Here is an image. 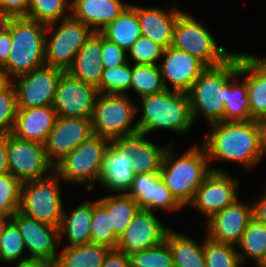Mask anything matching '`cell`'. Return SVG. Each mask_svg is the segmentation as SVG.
Returning a JSON list of instances; mask_svg holds the SVG:
<instances>
[{
  "mask_svg": "<svg viewBox=\"0 0 266 267\" xmlns=\"http://www.w3.org/2000/svg\"><path fill=\"white\" fill-rule=\"evenodd\" d=\"M257 58L259 59V60H261L264 64H266V57H262V56H257Z\"/></svg>",
  "mask_w": 266,
  "mask_h": 267,
  "instance_id": "56",
  "label": "cell"
},
{
  "mask_svg": "<svg viewBox=\"0 0 266 267\" xmlns=\"http://www.w3.org/2000/svg\"><path fill=\"white\" fill-rule=\"evenodd\" d=\"M22 183L12 174L0 175V218L10 219L21 204Z\"/></svg>",
  "mask_w": 266,
  "mask_h": 267,
  "instance_id": "41",
  "label": "cell"
},
{
  "mask_svg": "<svg viewBox=\"0 0 266 267\" xmlns=\"http://www.w3.org/2000/svg\"><path fill=\"white\" fill-rule=\"evenodd\" d=\"M118 237L114 233L111 215L98 201H92V223L90 242L115 249Z\"/></svg>",
  "mask_w": 266,
  "mask_h": 267,
  "instance_id": "37",
  "label": "cell"
},
{
  "mask_svg": "<svg viewBox=\"0 0 266 267\" xmlns=\"http://www.w3.org/2000/svg\"><path fill=\"white\" fill-rule=\"evenodd\" d=\"M223 170L212 168L188 205L199 211L206 221L238 199L239 180Z\"/></svg>",
  "mask_w": 266,
  "mask_h": 267,
  "instance_id": "13",
  "label": "cell"
},
{
  "mask_svg": "<svg viewBox=\"0 0 266 267\" xmlns=\"http://www.w3.org/2000/svg\"><path fill=\"white\" fill-rule=\"evenodd\" d=\"M240 76L248 89L251 120L266 115V64L253 54L240 53Z\"/></svg>",
  "mask_w": 266,
  "mask_h": 267,
  "instance_id": "24",
  "label": "cell"
},
{
  "mask_svg": "<svg viewBox=\"0 0 266 267\" xmlns=\"http://www.w3.org/2000/svg\"><path fill=\"white\" fill-rule=\"evenodd\" d=\"M100 33L126 52L141 36L140 22L136 10L129 4L124 11Z\"/></svg>",
  "mask_w": 266,
  "mask_h": 267,
  "instance_id": "29",
  "label": "cell"
},
{
  "mask_svg": "<svg viewBox=\"0 0 266 267\" xmlns=\"http://www.w3.org/2000/svg\"><path fill=\"white\" fill-rule=\"evenodd\" d=\"M161 60L158 66L164 85L167 90L175 92L188 93L192 84L207 68L198 58L173 46L164 49ZM167 82L172 86L168 87Z\"/></svg>",
  "mask_w": 266,
  "mask_h": 267,
  "instance_id": "16",
  "label": "cell"
},
{
  "mask_svg": "<svg viewBox=\"0 0 266 267\" xmlns=\"http://www.w3.org/2000/svg\"><path fill=\"white\" fill-rule=\"evenodd\" d=\"M69 0H29L27 18L43 24L60 21L71 15Z\"/></svg>",
  "mask_w": 266,
  "mask_h": 267,
  "instance_id": "38",
  "label": "cell"
},
{
  "mask_svg": "<svg viewBox=\"0 0 266 267\" xmlns=\"http://www.w3.org/2000/svg\"><path fill=\"white\" fill-rule=\"evenodd\" d=\"M136 105L127 94H98L91 117L93 134L109 140L138 134V124L133 123Z\"/></svg>",
  "mask_w": 266,
  "mask_h": 267,
  "instance_id": "7",
  "label": "cell"
},
{
  "mask_svg": "<svg viewBox=\"0 0 266 267\" xmlns=\"http://www.w3.org/2000/svg\"><path fill=\"white\" fill-rule=\"evenodd\" d=\"M101 52L102 34L100 32H93L78 51L67 72L71 76L97 88L104 69Z\"/></svg>",
  "mask_w": 266,
  "mask_h": 267,
  "instance_id": "26",
  "label": "cell"
},
{
  "mask_svg": "<svg viewBox=\"0 0 266 267\" xmlns=\"http://www.w3.org/2000/svg\"><path fill=\"white\" fill-rule=\"evenodd\" d=\"M237 71L238 53H235L223 64L202 72L187 93L194 122L200 114L209 125L224 121L227 81Z\"/></svg>",
  "mask_w": 266,
  "mask_h": 267,
  "instance_id": "4",
  "label": "cell"
},
{
  "mask_svg": "<svg viewBox=\"0 0 266 267\" xmlns=\"http://www.w3.org/2000/svg\"><path fill=\"white\" fill-rule=\"evenodd\" d=\"M12 47L11 36H10V21L7 29L0 33V66H4L9 57Z\"/></svg>",
  "mask_w": 266,
  "mask_h": 267,
  "instance_id": "48",
  "label": "cell"
},
{
  "mask_svg": "<svg viewBox=\"0 0 266 267\" xmlns=\"http://www.w3.org/2000/svg\"><path fill=\"white\" fill-rule=\"evenodd\" d=\"M12 80L8 77L6 71L0 66V91L6 88Z\"/></svg>",
  "mask_w": 266,
  "mask_h": 267,
  "instance_id": "53",
  "label": "cell"
},
{
  "mask_svg": "<svg viewBox=\"0 0 266 267\" xmlns=\"http://www.w3.org/2000/svg\"><path fill=\"white\" fill-rule=\"evenodd\" d=\"M108 138L92 134L73 151L63 157L55 166L54 172L64 182L85 184L91 191L101 173Z\"/></svg>",
  "mask_w": 266,
  "mask_h": 267,
  "instance_id": "6",
  "label": "cell"
},
{
  "mask_svg": "<svg viewBox=\"0 0 266 267\" xmlns=\"http://www.w3.org/2000/svg\"><path fill=\"white\" fill-rule=\"evenodd\" d=\"M92 134L91 118L57 116L44 144L49 161L55 166Z\"/></svg>",
  "mask_w": 266,
  "mask_h": 267,
  "instance_id": "19",
  "label": "cell"
},
{
  "mask_svg": "<svg viewBox=\"0 0 266 267\" xmlns=\"http://www.w3.org/2000/svg\"><path fill=\"white\" fill-rule=\"evenodd\" d=\"M240 53L238 54V71L227 81V97L224 121H249L250 104L246 81L240 79ZM240 81V82H239Z\"/></svg>",
  "mask_w": 266,
  "mask_h": 267,
  "instance_id": "32",
  "label": "cell"
},
{
  "mask_svg": "<svg viewBox=\"0 0 266 267\" xmlns=\"http://www.w3.org/2000/svg\"><path fill=\"white\" fill-rule=\"evenodd\" d=\"M129 4L122 0H73L70 12L75 19L88 25L94 32H100Z\"/></svg>",
  "mask_w": 266,
  "mask_h": 267,
  "instance_id": "25",
  "label": "cell"
},
{
  "mask_svg": "<svg viewBox=\"0 0 266 267\" xmlns=\"http://www.w3.org/2000/svg\"><path fill=\"white\" fill-rule=\"evenodd\" d=\"M170 229L152 211L140 209L118 238L116 249L127 255L148 249L165 241Z\"/></svg>",
  "mask_w": 266,
  "mask_h": 267,
  "instance_id": "17",
  "label": "cell"
},
{
  "mask_svg": "<svg viewBox=\"0 0 266 267\" xmlns=\"http://www.w3.org/2000/svg\"><path fill=\"white\" fill-rule=\"evenodd\" d=\"M266 245V225L252 217L246 229L242 234L239 244L238 254L242 265L245 264L246 258L257 263L264 253Z\"/></svg>",
  "mask_w": 266,
  "mask_h": 267,
  "instance_id": "34",
  "label": "cell"
},
{
  "mask_svg": "<svg viewBox=\"0 0 266 267\" xmlns=\"http://www.w3.org/2000/svg\"><path fill=\"white\" fill-rule=\"evenodd\" d=\"M252 217V204L246 205L237 199L206 221L205 236L219 243L237 246Z\"/></svg>",
  "mask_w": 266,
  "mask_h": 267,
  "instance_id": "21",
  "label": "cell"
},
{
  "mask_svg": "<svg viewBox=\"0 0 266 267\" xmlns=\"http://www.w3.org/2000/svg\"><path fill=\"white\" fill-rule=\"evenodd\" d=\"M10 133L0 132V175L8 173L7 147Z\"/></svg>",
  "mask_w": 266,
  "mask_h": 267,
  "instance_id": "50",
  "label": "cell"
},
{
  "mask_svg": "<svg viewBox=\"0 0 266 267\" xmlns=\"http://www.w3.org/2000/svg\"><path fill=\"white\" fill-rule=\"evenodd\" d=\"M10 219L24 239L26 251L30 254L28 257L43 258L53 264L56 262L60 245L58 227L30 218L19 210Z\"/></svg>",
  "mask_w": 266,
  "mask_h": 267,
  "instance_id": "18",
  "label": "cell"
},
{
  "mask_svg": "<svg viewBox=\"0 0 266 267\" xmlns=\"http://www.w3.org/2000/svg\"><path fill=\"white\" fill-rule=\"evenodd\" d=\"M93 32L88 25L75 19L72 15L47 24L45 64L66 72L72 65L80 48Z\"/></svg>",
  "mask_w": 266,
  "mask_h": 267,
  "instance_id": "9",
  "label": "cell"
},
{
  "mask_svg": "<svg viewBox=\"0 0 266 267\" xmlns=\"http://www.w3.org/2000/svg\"><path fill=\"white\" fill-rule=\"evenodd\" d=\"M101 267H131L130 257L118 249H110Z\"/></svg>",
  "mask_w": 266,
  "mask_h": 267,
  "instance_id": "47",
  "label": "cell"
},
{
  "mask_svg": "<svg viewBox=\"0 0 266 267\" xmlns=\"http://www.w3.org/2000/svg\"><path fill=\"white\" fill-rule=\"evenodd\" d=\"M91 223L92 201H84L82 204L78 205L71 214L67 213L64 208L58 228L60 243L64 237L67 238L68 241L66 246H79L91 243Z\"/></svg>",
  "mask_w": 266,
  "mask_h": 267,
  "instance_id": "27",
  "label": "cell"
},
{
  "mask_svg": "<svg viewBox=\"0 0 266 267\" xmlns=\"http://www.w3.org/2000/svg\"><path fill=\"white\" fill-rule=\"evenodd\" d=\"M17 110L16 89L11 82L0 91V132L12 133Z\"/></svg>",
  "mask_w": 266,
  "mask_h": 267,
  "instance_id": "44",
  "label": "cell"
},
{
  "mask_svg": "<svg viewBox=\"0 0 266 267\" xmlns=\"http://www.w3.org/2000/svg\"><path fill=\"white\" fill-rule=\"evenodd\" d=\"M97 88L64 72L59 80L53 108L59 117L91 118Z\"/></svg>",
  "mask_w": 266,
  "mask_h": 267,
  "instance_id": "14",
  "label": "cell"
},
{
  "mask_svg": "<svg viewBox=\"0 0 266 267\" xmlns=\"http://www.w3.org/2000/svg\"><path fill=\"white\" fill-rule=\"evenodd\" d=\"M97 200L111 215L114 233L118 238L141 209L137 202L126 193L113 194Z\"/></svg>",
  "mask_w": 266,
  "mask_h": 267,
  "instance_id": "33",
  "label": "cell"
},
{
  "mask_svg": "<svg viewBox=\"0 0 266 267\" xmlns=\"http://www.w3.org/2000/svg\"><path fill=\"white\" fill-rule=\"evenodd\" d=\"M8 173L21 183L45 178L54 172L44 144L22 140L10 133L7 147Z\"/></svg>",
  "mask_w": 266,
  "mask_h": 267,
  "instance_id": "11",
  "label": "cell"
},
{
  "mask_svg": "<svg viewBox=\"0 0 266 267\" xmlns=\"http://www.w3.org/2000/svg\"><path fill=\"white\" fill-rule=\"evenodd\" d=\"M164 47L145 36H140L127 51L132 64H159Z\"/></svg>",
  "mask_w": 266,
  "mask_h": 267,
  "instance_id": "43",
  "label": "cell"
},
{
  "mask_svg": "<svg viewBox=\"0 0 266 267\" xmlns=\"http://www.w3.org/2000/svg\"><path fill=\"white\" fill-rule=\"evenodd\" d=\"M131 90L139 98L167 90L158 64H132Z\"/></svg>",
  "mask_w": 266,
  "mask_h": 267,
  "instance_id": "35",
  "label": "cell"
},
{
  "mask_svg": "<svg viewBox=\"0 0 266 267\" xmlns=\"http://www.w3.org/2000/svg\"><path fill=\"white\" fill-rule=\"evenodd\" d=\"M145 138L146 135L141 133L130 136L131 164L134 166L133 173L135 175L159 172L165 150L168 146L161 147Z\"/></svg>",
  "mask_w": 266,
  "mask_h": 267,
  "instance_id": "28",
  "label": "cell"
},
{
  "mask_svg": "<svg viewBox=\"0 0 266 267\" xmlns=\"http://www.w3.org/2000/svg\"><path fill=\"white\" fill-rule=\"evenodd\" d=\"M173 143L174 141L170 142L165 150L160 173L175 199L186 207L192 202L196 190L212 172V168L203 145H194L177 156L171 149Z\"/></svg>",
  "mask_w": 266,
  "mask_h": 267,
  "instance_id": "2",
  "label": "cell"
},
{
  "mask_svg": "<svg viewBox=\"0 0 266 267\" xmlns=\"http://www.w3.org/2000/svg\"><path fill=\"white\" fill-rule=\"evenodd\" d=\"M126 194L132 197L141 209L152 212H175L183 208L162 180L160 171L135 175Z\"/></svg>",
  "mask_w": 266,
  "mask_h": 267,
  "instance_id": "20",
  "label": "cell"
},
{
  "mask_svg": "<svg viewBox=\"0 0 266 267\" xmlns=\"http://www.w3.org/2000/svg\"><path fill=\"white\" fill-rule=\"evenodd\" d=\"M203 250L206 267H242L238 248L234 245L219 243L206 236Z\"/></svg>",
  "mask_w": 266,
  "mask_h": 267,
  "instance_id": "39",
  "label": "cell"
},
{
  "mask_svg": "<svg viewBox=\"0 0 266 267\" xmlns=\"http://www.w3.org/2000/svg\"><path fill=\"white\" fill-rule=\"evenodd\" d=\"M172 46L198 58L207 67L221 65L235 54L218 46L205 25L185 11L177 18Z\"/></svg>",
  "mask_w": 266,
  "mask_h": 267,
  "instance_id": "8",
  "label": "cell"
},
{
  "mask_svg": "<svg viewBox=\"0 0 266 267\" xmlns=\"http://www.w3.org/2000/svg\"><path fill=\"white\" fill-rule=\"evenodd\" d=\"M130 5L137 12L142 36L164 48L172 46L174 27L181 10L176 7L167 11L160 7H142L131 3Z\"/></svg>",
  "mask_w": 266,
  "mask_h": 267,
  "instance_id": "22",
  "label": "cell"
},
{
  "mask_svg": "<svg viewBox=\"0 0 266 267\" xmlns=\"http://www.w3.org/2000/svg\"><path fill=\"white\" fill-rule=\"evenodd\" d=\"M56 119L53 105L18 109L11 134L22 140L45 144Z\"/></svg>",
  "mask_w": 266,
  "mask_h": 267,
  "instance_id": "23",
  "label": "cell"
},
{
  "mask_svg": "<svg viewBox=\"0 0 266 267\" xmlns=\"http://www.w3.org/2000/svg\"><path fill=\"white\" fill-rule=\"evenodd\" d=\"M209 126L202 141L209 162H235L246 170L260 163V121H222Z\"/></svg>",
  "mask_w": 266,
  "mask_h": 267,
  "instance_id": "1",
  "label": "cell"
},
{
  "mask_svg": "<svg viewBox=\"0 0 266 267\" xmlns=\"http://www.w3.org/2000/svg\"><path fill=\"white\" fill-rule=\"evenodd\" d=\"M114 68L103 69L100 84L97 87L99 94H126L130 90L132 64L129 62Z\"/></svg>",
  "mask_w": 266,
  "mask_h": 267,
  "instance_id": "40",
  "label": "cell"
},
{
  "mask_svg": "<svg viewBox=\"0 0 266 267\" xmlns=\"http://www.w3.org/2000/svg\"><path fill=\"white\" fill-rule=\"evenodd\" d=\"M65 71L43 65L12 80L18 109L53 105L57 86Z\"/></svg>",
  "mask_w": 266,
  "mask_h": 267,
  "instance_id": "12",
  "label": "cell"
},
{
  "mask_svg": "<svg viewBox=\"0 0 266 267\" xmlns=\"http://www.w3.org/2000/svg\"><path fill=\"white\" fill-rule=\"evenodd\" d=\"M29 0H4L0 10L12 17H27Z\"/></svg>",
  "mask_w": 266,
  "mask_h": 267,
  "instance_id": "46",
  "label": "cell"
},
{
  "mask_svg": "<svg viewBox=\"0 0 266 267\" xmlns=\"http://www.w3.org/2000/svg\"><path fill=\"white\" fill-rule=\"evenodd\" d=\"M140 101L141 105H136V108L137 114L142 111L137 120L141 134L148 135L160 129L184 134L194 123L187 93L165 90L143 96Z\"/></svg>",
  "mask_w": 266,
  "mask_h": 267,
  "instance_id": "3",
  "label": "cell"
},
{
  "mask_svg": "<svg viewBox=\"0 0 266 267\" xmlns=\"http://www.w3.org/2000/svg\"><path fill=\"white\" fill-rule=\"evenodd\" d=\"M11 17L0 10V33L7 29Z\"/></svg>",
  "mask_w": 266,
  "mask_h": 267,
  "instance_id": "54",
  "label": "cell"
},
{
  "mask_svg": "<svg viewBox=\"0 0 266 267\" xmlns=\"http://www.w3.org/2000/svg\"><path fill=\"white\" fill-rule=\"evenodd\" d=\"M257 267H266V245L262 258L256 263Z\"/></svg>",
  "mask_w": 266,
  "mask_h": 267,
  "instance_id": "55",
  "label": "cell"
},
{
  "mask_svg": "<svg viewBox=\"0 0 266 267\" xmlns=\"http://www.w3.org/2000/svg\"><path fill=\"white\" fill-rule=\"evenodd\" d=\"M25 249L24 239L17 225L11 219L2 220L0 224V261L8 264L18 263L27 258V256L23 257Z\"/></svg>",
  "mask_w": 266,
  "mask_h": 267,
  "instance_id": "36",
  "label": "cell"
},
{
  "mask_svg": "<svg viewBox=\"0 0 266 267\" xmlns=\"http://www.w3.org/2000/svg\"><path fill=\"white\" fill-rule=\"evenodd\" d=\"M265 193L260 195L256 201L252 204V215L253 217L263 224L266 225V189Z\"/></svg>",
  "mask_w": 266,
  "mask_h": 267,
  "instance_id": "49",
  "label": "cell"
},
{
  "mask_svg": "<svg viewBox=\"0 0 266 267\" xmlns=\"http://www.w3.org/2000/svg\"><path fill=\"white\" fill-rule=\"evenodd\" d=\"M264 126H266V115L263 117V119L260 121Z\"/></svg>",
  "mask_w": 266,
  "mask_h": 267,
  "instance_id": "57",
  "label": "cell"
},
{
  "mask_svg": "<svg viewBox=\"0 0 266 267\" xmlns=\"http://www.w3.org/2000/svg\"><path fill=\"white\" fill-rule=\"evenodd\" d=\"M173 258L174 267H206L203 242L170 229L165 238Z\"/></svg>",
  "mask_w": 266,
  "mask_h": 267,
  "instance_id": "30",
  "label": "cell"
},
{
  "mask_svg": "<svg viewBox=\"0 0 266 267\" xmlns=\"http://www.w3.org/2000/svg\"><path fill=\"white\" fill-rule=\"evenodd\" d=\"M61 181L53 172L45 178L23 182L19 211L37 221L59 228L65 207L60 190Z\"/></svg>",
  "mask_w": 266,
  "mask_h": 267,
  "instance_id": "10",
  "label": "cell"
},
{
  "mask_svg": "<svg viewBox=\"0 0 266 267\" xmlns=\"http://www.w3.org/2000/svg\"><path fill=\"white\" fill-rule=\"evenodd\" d=\"M127 52L102 35L101 60L104 69L114 68L128 62Z\"/></svg>",
  "mask_w": 266,
  "mask_h": 267,
  "instance_id": "45",
  "label": "cell"
},
{
  "mask_svg": "<svg viewBox=\"0 0 266 267\" xmlns=\"http://www.w3.org/2000/svg\"><path fill=\"white\" fill-rule=\"evenodd\" d=\"M129 257L131 267H174L172 253L166 241L133 252Z\"/></svg>",
  "mask_w": 266,
  "mask_h": 267,
  "instance_id": "42",
  "label": "cell"
},
{
  "mask_svg": "<svg viewBox=\"0 0 266 267\" xmlns=\"http://www.w3.org/2000/svg\"><path fill=\"white\" fill-rule=\"evenodd\" d=\"M131 159L130 136L111 139L105 151L98 184L113 193H126L135 176Z\"/></svg>",
  "mask_w": 266,
  "mask_h": 267,
  "instance_id": "15",
  "label": "cell"
},
{
  "mask_svg": "<svg viewBox=\"0 0 266 267\" xmlns=\"http://www.w3.org/2000/svg\"><path fill=\"white\" fill-rule=\"evenodd\" d=\"M15 267H53V263L43 258L27 257L16 263Z\"/></svg>",
  "mask_w": 266,
  "mask_h": 267,
  "instance_id": "51",
  "label": "cell"
},
{
  "mask_svg": "<svg viewBox=\"0 0 266 267\" xmlns=\"http://www.w3.org/2000/svg\"><path fill=\"white\" fill-rule=\"evenodd\" d=\"M46 24L27 17L10 19L12 47L3 69L14 78L45 65Z\"/></svg>",
  "mask_w": 266,
  "mask_h": 267,
  "instance_id": "5",
  "label": "cell"
},
{
  "mask_svg": "<svg viewBox=\"0 0 266 267\" xmlns=\"http://www.w3.org/2000/svg\"><path fill=\"white\" fill-rule=\"evenodd\" d=\"M109 251L110 248L93 243L65 246L58 252L53 267H101Z\"/></svg>",
  "mask_w": 266,
  "mask_h": 267,
  "instance_id": "31",
  "label": "cell"
},
{
  "mask_svg": "<svg viewBox=\"0 0 266 267\" xmlns=\"http://www.w3.org/2000/svg\"><path fill=\"white\" fill-rule=\"evenodd\" d=\"M260 157L261 159L266 154V126L260 122Z\"/></svg>",
  "mask_w": 266,
  "mask_h": 267,
  "instance_id": "52",
  "label": "cell"
}]
</instances>
